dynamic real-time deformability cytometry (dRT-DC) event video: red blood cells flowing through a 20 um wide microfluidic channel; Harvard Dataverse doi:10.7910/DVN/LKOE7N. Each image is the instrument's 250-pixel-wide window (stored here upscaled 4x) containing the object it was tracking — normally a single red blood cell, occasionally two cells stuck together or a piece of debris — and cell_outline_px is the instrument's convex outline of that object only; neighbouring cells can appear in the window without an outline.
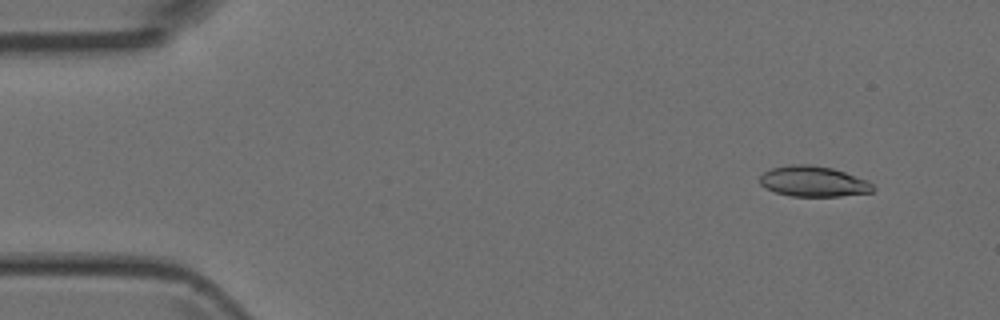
{"species": "Egyptian fruit bat (a non-hibernating species)", "species_latin": "Rousettus aegyptiacus", "temperature_condition": "room temperature", "stored_images_in_passage": 5, "camera_frame_rate_fps": 3000, "um_per_image_px": 0.085, "animal": {"sex": "female"}, "frame": {"image": 1, "passage_image": 2, "time_ms": 1.0, "image_size_px": [1000, 320], "cell_outline_px": [[876, 188], [872, 192], [840, 196], [788, 196], [764, 188], [760, 184], [760, 176], [764, 172], [772, 168], [792, 164], [808, 164], [832, 168], [868, 180]], "centroid_in_image_um": [69.13, 15.42], "position_along_channel_um": 15.9, "area_um2": 20.17}}
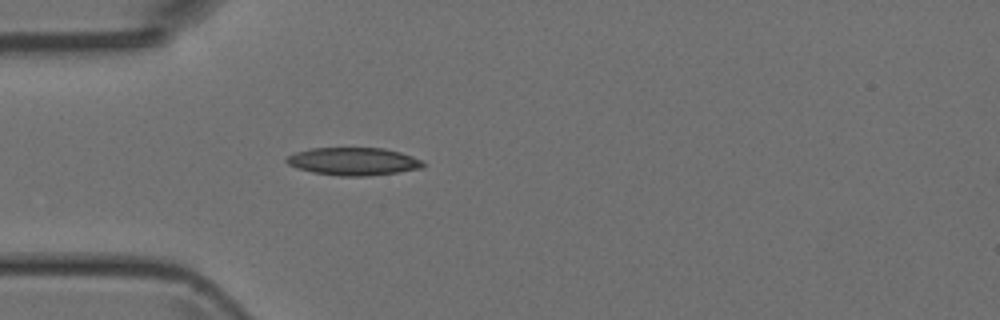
{"frame": {"image": 2, "passage_image": 5, "time_ms": 4.333, "image_size_px": [1000, 320], "cell_outline_px": [[424, 168], [368, 176], [340, 176], [312, 172], [296, 168], [288, 164], [284, 160], [288, 156], [296, 152], [312, 148], [384, 148], [400, 152], [424, 160]], "centroid_in_image_um": [30.05, 13.72], "position_along_channel_um": 54.9, "area_um2": 22.14}}